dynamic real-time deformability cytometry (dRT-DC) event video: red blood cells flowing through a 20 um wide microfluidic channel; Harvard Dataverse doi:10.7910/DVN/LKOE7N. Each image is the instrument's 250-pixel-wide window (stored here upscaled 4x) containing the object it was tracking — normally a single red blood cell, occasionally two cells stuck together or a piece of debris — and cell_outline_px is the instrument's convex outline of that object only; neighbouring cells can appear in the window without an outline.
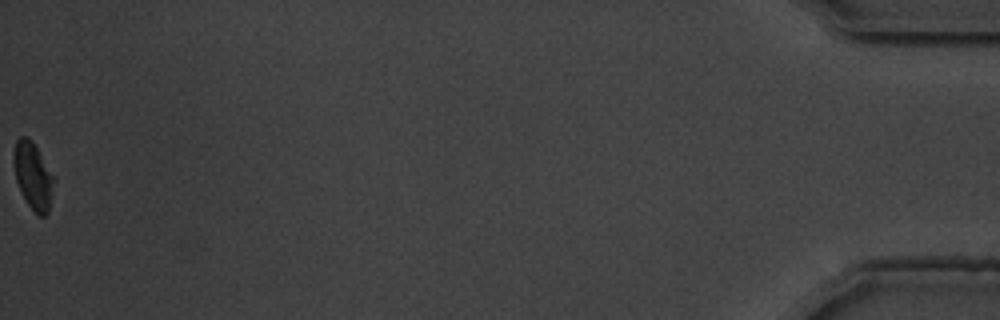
{"species": "common noctule bat (a hibernating species)", "species_latin": "Nyctalus noctula", "temperature_condition": "warm", "stored_images_in_passage": 42, "camera_frame_rate_fps": 3000, "um_per_image_px": 0.085, "animal": {"sex": "male", "body_mass_g": 19.5, "forearm_length_mm": 54.6}, "frame": {"image": 1, "passage_image": 42, "time_ms": 13.667, "image_size_px": [1000, 320], "cell_outline_px": [[56, 180], [48, 212], [44, 216], [40, 216], [28, 204], [16, 180], [12, 164], [12, 152], [16, 140], [20, 136], [28, 136], [32, 140], [56, 176]], "centroid_in_image_um": [2.82, 14.87], "position_along_channel_um": 432.4, "area_um2": 16.13}, "authors_computed_cell_mechanics": {"area_um2": 17.2244, "velocity_mm_per_s": 3.5851, "shape_relaxation_time_tau1_ms": 3.6921, "shape_relaxation_time_tau2_ms": 3.0285, "deformation_change_tau1": 0.0837, "deformation_change_tau2": 0.0495}}